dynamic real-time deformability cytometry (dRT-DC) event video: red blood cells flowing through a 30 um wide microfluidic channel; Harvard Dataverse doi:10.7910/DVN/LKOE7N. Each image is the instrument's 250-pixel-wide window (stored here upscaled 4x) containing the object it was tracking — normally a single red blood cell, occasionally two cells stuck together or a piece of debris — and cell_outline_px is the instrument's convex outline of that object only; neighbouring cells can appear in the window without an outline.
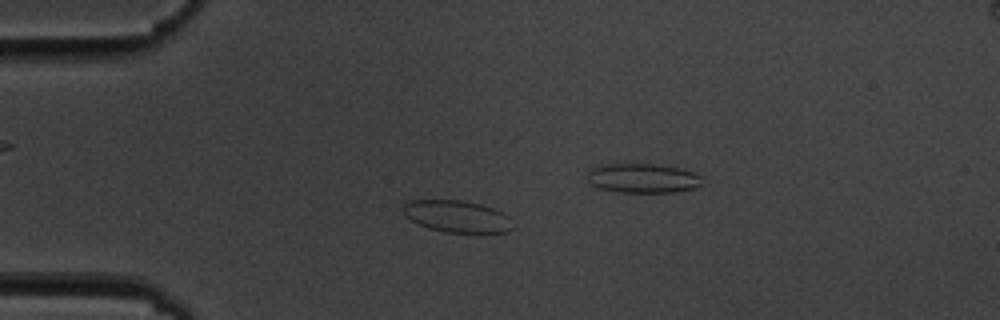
{"species": "common noctule bat (a hibernating species)", "species_latin": "Nyctalus noctula", "temperature_condition": "cold", "stored_images_in_passage": 55, "camera_frame_rate_fps": 3000, "um_per_image_px": 0.085, "animal": {"sex": "male", "body_mass_g": 19.5, "forearm_length_mm": 54.6}, "frame": {"image": 1, "passage_image": 13, "time_ms": 4.0, "image_size_px": [1000, 320], "cell_outline_px": [[512, 228], [508, 232], [444, 232], [428, 228], [404, 216], [400, 208], [408, 200], [460, 200], [480, 204], [504, 212], [508, 216]], "centroid_in_image_um": [38.79, 18.38], "position_along_channel_um": 46.2, "area_um2": 20.35}}
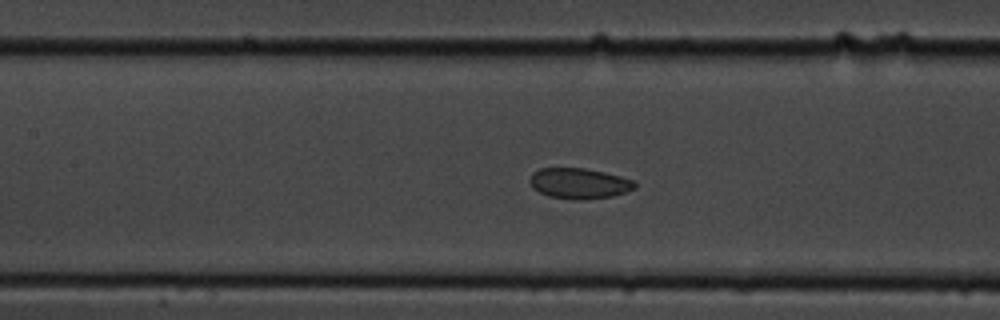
{"frame": {"image": 2, "passage_image": 24, "time_ms": 7.667, "image_size_px": [1000, 320], "cell_outline_px": [[636, 188], [612, 196], [584, 200], [576, 200], [548, 196], [532, 188], [528, 180], [532, 172], [540, 168], [584, 168], [604, 172], [620, 176], [632, 180], [636, 184]], "centroid_in_image_um": [49.18, 15.59], "position_along_channel_um": 158.2, "area_um2": 18.79}}
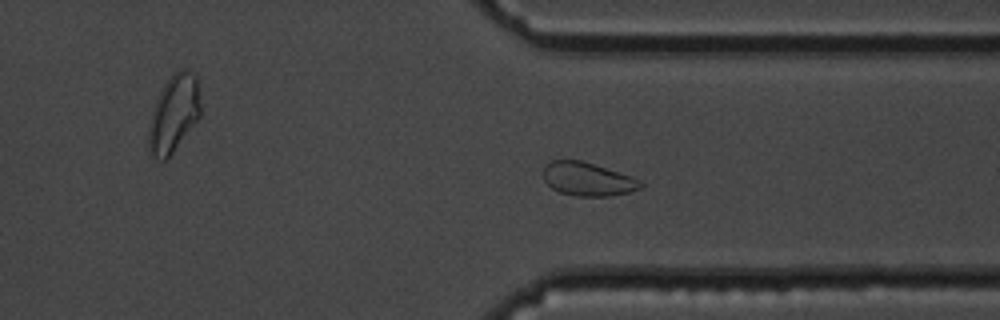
{"frame": {"image": 3, "passage_image": 41, "time_ms": 13.333, "image_size_px": [1000, 320], "cell_outline_px": [[644, 184], [640, 188], [628, 192], [612, 196], [576, 196], [560, 192], [552, 188], [544, 180], [544, 168], [552, 160], [580, 160], [632, 176], [640, 180]], "centroid_in_image_um": [49.97, 15.23], "position_along_channel_um": 361.4, "area_um2": 18.79}, "authors_computed_cell_mechanics": {"area_um2": 20.3456, "velocity_mm_per_s": 3.5824, "shape_relaxation_time_tau1_ms": 7.2586, "shape_relaxation_time_tau2_ms": 2.2165, "deformation_change_tau1": 0.094, "deformation_change_tau2": 0.0515}}